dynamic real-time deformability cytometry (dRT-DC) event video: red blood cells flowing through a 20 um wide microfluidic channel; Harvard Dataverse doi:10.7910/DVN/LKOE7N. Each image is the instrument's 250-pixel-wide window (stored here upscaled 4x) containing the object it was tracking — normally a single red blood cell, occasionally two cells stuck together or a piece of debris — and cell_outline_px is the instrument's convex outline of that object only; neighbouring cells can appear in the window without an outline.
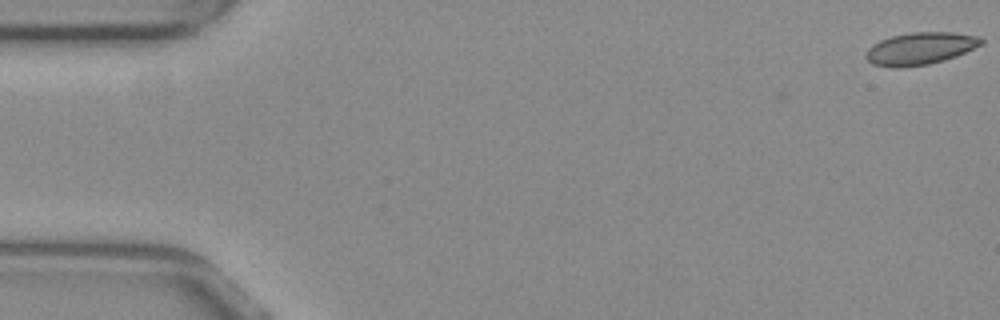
{"species": "common noctule bat (a hibernating species)", "species_latin": "Nyctalus noctula", "temperature_condition": "warm", "stored_images_in_passage": 53, "camera_frame_rate_fps": 3000, "um_per_image_px": 0.085, "animal": {"sex": "female", "body_mass_g": 29.2, "forearm_length_mm": 56.3}, "frame": {"image": 1, "passage_image": 1, "time_ms": 0.0, "image_size_px": [1000, 320], "cell_outline_px": [[984, 44], [956, 56], [944, 60], [928, 64], [900, 68], [896, 68], [872, 64], [864, 56], [868, 48], [872, 44], [880, 40], [892, 36], [912, 32], [952, 32], [980, 36], [984, 40]], "centroid_in_image_um": [78.23, 4.12], "position_along_channel_um": 6.8, "area_um2": 21.85}}
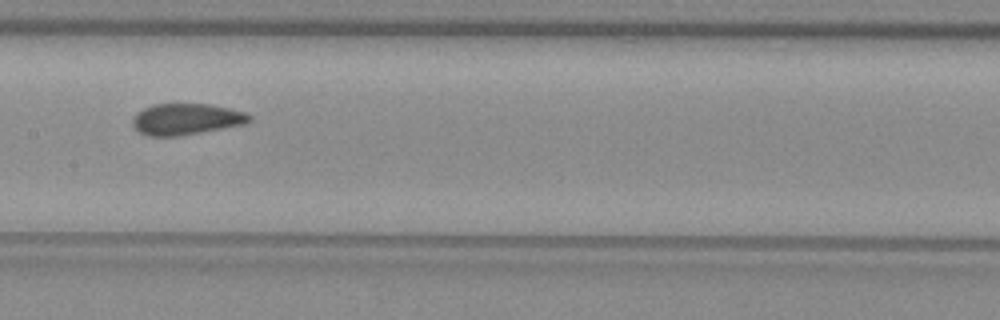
{"frame": {"image": 2, "passage_image": 27, "time_ms": 8.667, "image_size_px": [1000, 320], "cell_outline_px": [[252, 120], [244, 124], [200, 132], [176, 136], [148, 136], [140, 132], [132, 124], [132, 120], [136, 112], [152, 104], [212, 104], [244, 112], [252, 116]], "centroid_in_image_um": [15.81, 10.12], "position_along_channel_um": 191.6, "area_um2": 21.15}}
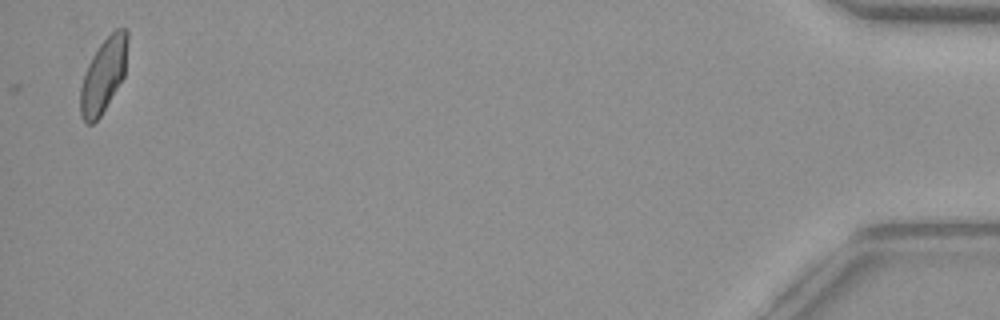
{"frame": {"image": 3, "passage_image": 53, "time_ms": 17.333, "image_size_px": [1000, 320], "cell_outline_px": [[128, 40], [124, 76], [100, 116], [92, 124], [84, 124], [80, 116], [80, 88], [84, 72], [96, 48], [116, 28], [124, 28], [128, 32]], "centroid_in_image_um": [8.77, 6.4], "position_along_channel_um": 426.4, "area_um2": 20.4}, "authors_computed_cell_mechanics": {"area_um2": 21.7328, "velocity_mm_per_s": 3.8437, "shape_relaxation_time_tau1_ms": null, "shape_relaxation_time_tau2_ms": 0.7698, "deformation_change_tau1": null, "deformation_change_tau2": 0.0649}}